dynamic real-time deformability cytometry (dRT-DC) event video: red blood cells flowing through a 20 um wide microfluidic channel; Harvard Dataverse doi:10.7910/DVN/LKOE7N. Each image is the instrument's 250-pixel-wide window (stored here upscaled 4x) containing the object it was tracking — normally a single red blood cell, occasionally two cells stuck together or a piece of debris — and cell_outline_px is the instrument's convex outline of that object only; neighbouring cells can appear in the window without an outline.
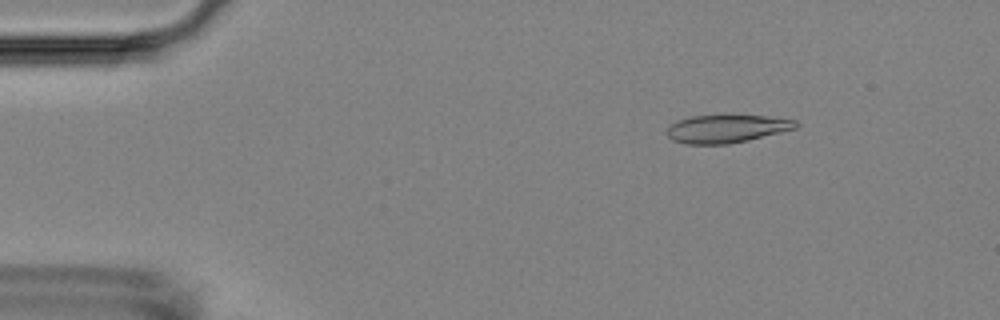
{"species": "Egyptian fruit bat (a non-hibernating species)", "species_latin": "Rousettus aegyptiacus", "temperature_condition": "room temperature", "stored_images_in_passage": 5, "camera_frame_rate_fps": 3000, "um_per_image_px": 0.085, "animal": {"sex": "female"}, "frame": {"image": 1, "passage_image": 3, "time_ms": 2.0, "image_size_px": [1000, 320], "cell_outline_px": [[800, 124], [796, 128], [748, 140], [728, 144], [684, 144], [672, 140], [668, 136], [668, 128], [676, 120], [692, 116], [768, 116], [796, 120]], "centroid_in_image_um": [61.76, 10.95], "position_along_channel_um": 23.2, "area_um2": 20.81}}